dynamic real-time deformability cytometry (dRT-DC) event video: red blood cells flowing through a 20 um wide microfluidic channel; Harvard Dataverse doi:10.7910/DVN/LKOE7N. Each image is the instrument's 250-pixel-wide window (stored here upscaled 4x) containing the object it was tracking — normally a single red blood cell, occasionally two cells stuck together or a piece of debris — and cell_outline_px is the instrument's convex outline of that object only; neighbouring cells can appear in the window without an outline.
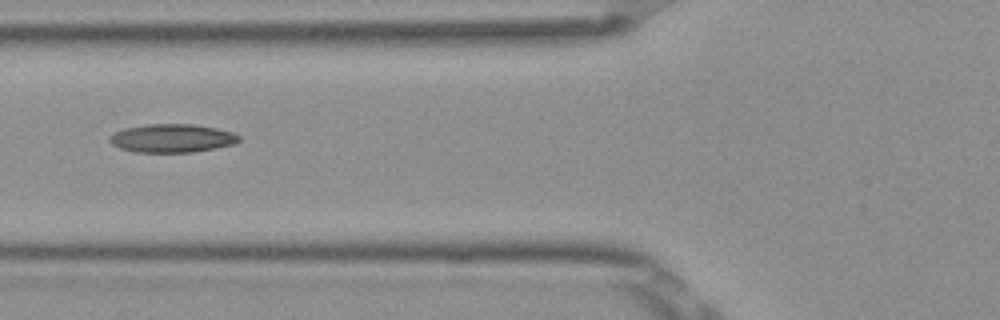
{"species": "Egyptian fruit bat (a non-hibernating species)", "species_latin": "Rousettus aegyptiacus", "temperature_condition": "room temperature", "stored_images_in_passage": 6, "camera_frame_rate_fps": 3000, "um_per_image_px": 0.085, "frame": {"image": 1, "passage_image": 6, "time_ms": 1.667, "image_size_px": [1000, 320], "cell_outline_px": [[240, 140], [236, 144], [216, 148], [192, 152], [136, 152], [120, 148], [112, 144], [108, 140], [108, 136], [112, 132], [124, 128], [144, 124], [192, 124], [216, 128], [232, 132], [240, 136]], "centroid_in_image_um": [14.6, 11.74], "position_along_channel_um": 111.2, "area_um2": 21.62}}